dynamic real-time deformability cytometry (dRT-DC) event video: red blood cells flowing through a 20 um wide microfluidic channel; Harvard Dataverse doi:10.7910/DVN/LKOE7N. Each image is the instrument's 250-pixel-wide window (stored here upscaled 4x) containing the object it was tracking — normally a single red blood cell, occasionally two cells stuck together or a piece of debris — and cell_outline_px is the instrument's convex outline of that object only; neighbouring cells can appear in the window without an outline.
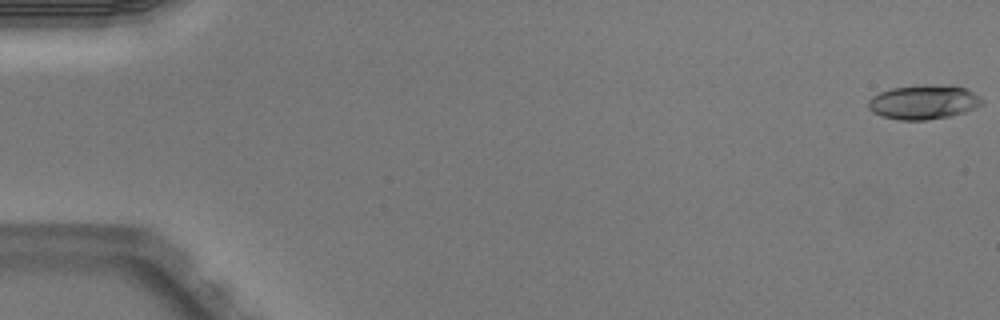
{"species": "Egyptian fruit bat (a non-hibernating species)", "species_latin": "Rousettus aegyptiacus", "temperature_condition": "warm", "stored_images_in_passage": 5, "camera_frame_rate_fps": 3000, "um_per_image_px": 0.085, "animal": {"sex": "male"}, "frame": {"image": 1, "passage_image": 1, "time_ms": 0.0, "image_size_px": [1000, 320], "cell_outline_px": [[984, 100], [980, 104], [964, 112], [948, 116], [924, 120], [900, 120], [880, 116], [872, 112], [868, 108], [868, 100], [872, 96], [880, 92], [892, 88], [924, 84], [928, 84], [964, 88], [980, 96]], "centroid_in_image_um": [78.44, 8.68], "position_along_channel_um": 6.6, "area_um2": 22.48}}
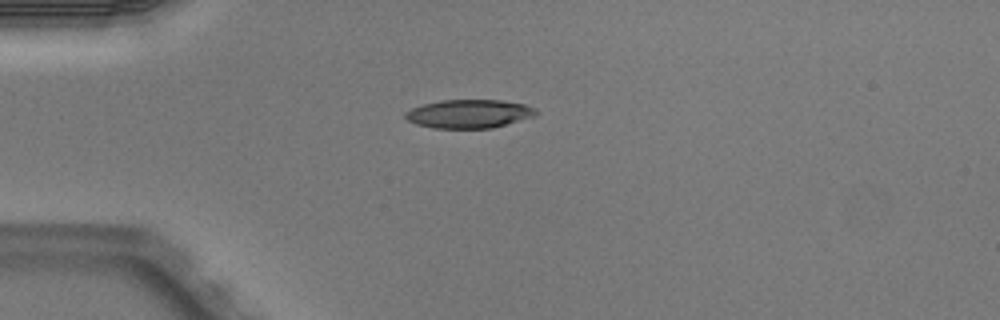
{"frame": {"image": 2, "passage_image": 4, "time_ms": 1.0, "image_size_px": [1000, 320], "cell_outline_px": [[540, 112], [536, 116], [492, 128], [432, 128], [416, 124], [408, 120], [404, 116], [404, 112], [412, 108], [424, 104], [440, 100], [500, 100], [524, 104], [536, 108]], "centroid_in_image_um": [39.89, 9.67], "position_along_channel_um": 45.1, "area_um2": 21.85}}
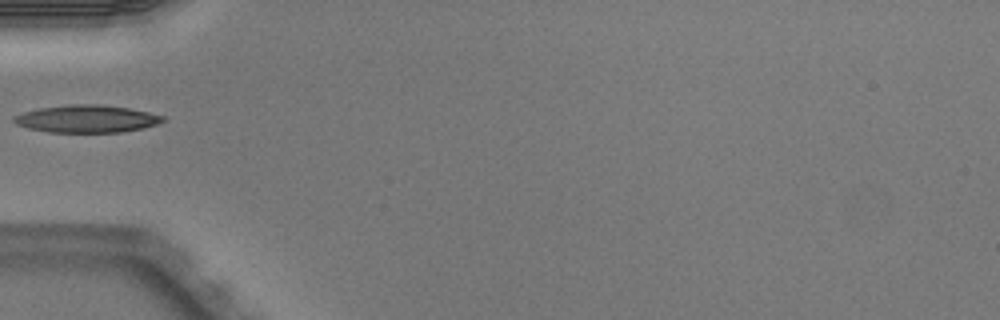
{"frame": {"image": 3, "passage_image": 5, "time_ms": 1.333, "image_size_px": [1000, 320], "cell_outline_px": [[168, 120], [144, 128], [120, 132], [48, 132], [28, 128], [16, 124], [12, 120], [16, 116], [24, 112], [40, 108], [72, 104], [100, 104], [128, 108], [148, 112], [164, 116]], "centroid_in_image_um": [7.41, 10.1], "position_along_channel_um": 77.6, "area_um2": 23.76}}